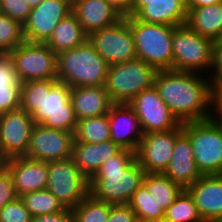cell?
<instances>
[{"label": "cell", "mask_w": 222, "mask_h": 222, "mask_svg": "<svg viewBox=\"0 0 222 222\" xmlns=\"http://www.w3.org/2000/svg\"><path fill=\"white\" fill-rule=\"evenodd\" d=\"M71 88L57 79L43 80V100L31 115L35 124L65 132H75L77 120L70 99Z\"/></svg>", "instance_id": "cell-7"}, {"label": "cell", "mask_w": 222, "mask_h": 222, "mask_svg": "<svg viewBox=\"0 0 222 222\" xmlns=\"http://www.w3.org/2000/svg\"><path fill=\"white\" fill-rule=\"evenodd\" d=\"M145 174L136 161L135 152L121 149L105 161L89 180V194L113 205L128 204L143 184Z\"/></svg>", "instance_id": "cell-2"}, {"label": "cell", "mask_w": 222, "mask_h": 222, "mask_svg": "<svg viewBox=\"0 0 222 222\" xmlns=\"http://www.w3.org/2000/svg\"><path fill=\"white\" fill-rule=\"evenodd\" d=\"M72 13L87 35L111 26L123 17L107 0H74Z\"/></svg>", "instance_id": "cell-22"}, {"label": "cell", "mask_w": 222, "mask_h": 222, "mask_svg": "<svg viewBox=\"0 0 222 222\" xmlns=\"http://www.w3.org/2000/svg\"><path fill=\"white\" fill-rule=\"evenodd\" d=\"M136 214L128 204L112 205L107 222H133Z\"/></svg>", "instance_id": "cell-39"}, {"label": "cell", "mask_w": 222, "mask_h": 222, "mask_svg": "<svg viewBox=\"0 0 222 222\" xmlns=\"http://www.w3.org/2000/svg\"><path fill=\"white\" fill-rule=\"evenodd\" d=\"M112 205L89 194L71 211L75 222H107Z\"/></svg>", "instance_id": "cell-32"}, {"label": "cell", "mask_w": 222, "mask_h": 222, "mask_svg": "<svg viewBox=\"0 0 222 222\" xmlns=\"http://www.w3.org/2000/svg\"><path fill=\"white\" fill-rule=\"evenodd\" d=\"M109 140L108 114L77 121L74 142L103 143Z\"/></svg>", "instance_id": "cell-29"}, {"label": "cell", "mask_w": 222, "mask_h": 222, "mask_svg": "<svg viewBox=\"0 0 222 222\" xmlns=\"http://www.w3.org/2000/svg\"><path fill=\"white\" fill-rule=\"evenodd\" d=\"M21 82L8 54H0V114L20 108Z\"/></svg>", "instance_id": "cell-27"}, {"label": "cell", "mask_w": 222, "mask_h": 222, "mask_svg": "<svg viewBox=\"0 0 222 222\" xmlns=\"http://www.w3.org/2000/svg\"><path fill=\"white\" fill-rule=\"evenodd\" d=\"M137 58L157 71L173 70L172 38L177 26L146 23L128 16Z\"/></svg>", "instance_id": "cell-4"}, {"label": "cell", "mask_w": 222, "mask_h": 222, "mask_svg": "<svg viewBox=\"0 0 222 222\" xmlns=\"http://www.w3.org/2000/svg\"><path fill=\"white\" fill-rule=\"evenodd\" d=\"M142 185L164 212L184 190L180 184L173 182L164 173H146Z\"/></svg>", "instance_id": "cell-28"}, {"label": "cell", "mask_w": 222, "mask_h": 222, "mask_svg": "<svg viewBox=\"0 0 222 222\" xmlns=\"http://www.w3.org/2000/svg\"><path fill=\"white\" fill-rule=\"evenodd\" d=\"M17 198L15 193L12 176L8 168L0 165V209L6 204Z\"/></svg>", "instance_id": "cell-38"}, {"label": "cell", "mask_w": 222, "mask_h": 222, "mask_svg": "<svg viewBox=\"0 0 222 222\" xmlns=\"http://www.w3.org/2000/svg\"><path fill=\"white\" fill-rule=\"evenodd\" d=\"M154 86L181 124L213 117L207 112L209 105L214 106L212 82L198 77L197 72L157 71Z\"/></svg>", "instance_id": "cell-1"}, {"label": "cell", "mask_w": 222, "mask_h": 222, "mask_svg": "<svg viewBox=\"0 0 222 222\" xmlns=\"http://www.w3.org/2000/svg\"><path fill=\"white\" fill-rule=\"evenodd\" d=\"M214 41L191 30L186 24L173 31V70L194 72L213 67Z\"/></svg>", "instance_id": "cell-8"}, {"label": "cell", "mask_w": 222, "mask_h": 222, "mask_svg": "<svg viewBox=\"0 0 222 222\" xmlns=\"http://www.w3.org/2000/svg\"><path fill=\"white\" fill-rule=\"evenodd\" d=\"M70 99L77 121L108 114L113 104L104 86L72 87Z\"/></svg>", "instance_id": "cell-24"}, {"label": "cell", "mask_w": 222, "mask_h": 222, "mask_svg": "<svg viewBox=\"0 0 222 222\" xmlns=\"http://www.w3.org/2000/svg\"><path fill=\"white\" fill-rule=\"evenodd\" d=\"M164 174L184 189L202 176L194 160L191 140L183 131L182 124L176 128L175 146Z\"/></svg>", "instance_id": "cell-20"}, {"label": "cell", "mask_w": 222, "mask_h": 222, "mask_svg": "<svg viewBox=\"0 0 222 222\" xmlns=\"http://www.w3.org/2000/svg\"><path fill=\"white\" fill-rule=\"evenodd\" d=\"M214 109L217 116L222 115V83H217L214 87Z\"/></svg>", "instance_id": "cell-43"}, {"label": "cell", "mask_w": 222, "mask_h": 222, "mask_svg": "<svg viewBox=\"0 0 222 222\" xmlns=\"http://www.w3.org/2000/svg\"><path fill=\"white\" fill-rule=\"evenodd\" d=\"M8 55L21 83L57 79V55L45 43L25 41Z\"/></svg>", "instance_id": "cell-10"}, {"label": "cell", "mask_w": 222, "mask_h": 222, "mask_svg": "<svg viewBox=\"0 0 222 222\" xmlns=\"http://www.w3.org/2000/svg\"><path fill=\"white\" fill-rule=\"evenodd\" d=\"M31 8L38 6L43 0H26Z\"/></svg>", "instance_id": "cell-45"}, {"label": "cell", "mask_w": 222, "mask_h": 222, "mask_svg": "<svg viewBox=\"0 0 222 222\" xmlns=\"http://www.w3.org/2000/svg\"><path fill=\"white\" fill-rule=\"evenodd\" d=\"M186 0H133L130 15L146 23L181 26L187 19Z\"/></svg>", "instance_id": "cell-18"}, {"label": "cell", "mask_w": 222, "mask_h": 222, "mask_svg": "<svg viewBox=\"0 0 222 222\" xmlns=\"http://www.w3.org/2000/svg\"><path fill=\"white\" fill-rule=\"evenodd\" d=\"M89 180L72 158L48 162L47 190L69 209L75 208L89 195Z\"/></svg>", "instance_id": "cell-9"}, {"label": "cell", "mask_w": 222, "mask_h": 222, "mask_svg": "<svg viewBox=\"0 0 222 222\" xmlns=\"http://www.w3.org/2000/svg\"><path fill=\"white\" fill-rule=\"evenodd\" d=\"M204 222L222 219V174L202 175L186 188Z\"/></svg>", "instance_id": "cell-21"}, {"label": "cell", "mask_w": 222, "mask_h": 222, "mask_svg": "<svg viewBox=\"0 0 222 222\" xmlns=\"http://www.w3.org/2000/svg\"><path fill=\"white\" fill-rule=\"evenodd\" d=\"M157 70L142 61L133 59L109 65L105 90L112 103H129L136 95L154 85Z\"/></svg>", "instance_id": "cell-6"}, {"label": "cell", "mask_w": 222, "mask_h": 222, "mask_svg": "<svg viewBox=\"0 0 222 222\" xmlns=\"http://www.w3.org/2000/svg\"><path fill=\"white\" fill-rule=\"evenodd\" d=\"M57 80L72 87L104 86L107 61L87 40L84 44L57 54Z\"/></svg>", "instance_id": "cell-3"}, {"label": "cell", "mask_w": 222, "mask_h": 222, "mask_svg": "<svg viewBox=\"0 0 222 222\" xmlns=\"http://www.w3.org/2000/svg\"><path fill=\"white\" fill-rule=\"evenodd\" d=\"M74 133L35 124L28 151L25 155L38 161H56L71 158Z\"/></svg>", "instance_id": "cell-15"}, {"label": "cell", "mask_w": 222, "mask_h": 222, "mask_svg": "<svg viewBox=\"0 0 222 222\" xmlns=\"http://www.w3.org/2000/svg\"><path fill=\"white\" fill-rule=\"evenodd\" d=\"M32 222H75L71 209L65 208L61 212L38 215Z\"/></svg>", "instance_id": "cell-40"}, {"label": "cell", "mask_w": 222, "mask_h": 222, "mask_svg": "<svg viewBox=\"0 0 222 222\" xmlns=\"http://www.w3.org/2000/svg\"><path fill=\"white\" fill-rule=\"evenodd\" d=\"M176 129L144 133L135 158L146 173H164L175 146Z\"/></svg>", "instance_id": "cell-16"}, {"label": "cell", "mask_w": 222, "mask_h": 222, "mask_svg": "<svg viewBox=\"0 0 222 222\" xmlns=\"http://www.w3.org/2000/svg\"><path fill=\"white\" fill-rule=\"evenodd\" d=\"M28 209L20 197L15 198L13 201L6 204L0 209V222H32Z\"/></svg>", "instance_id": "cell-36"}, {"label": "cell", "mask_w": 222, "mask_h": 222, "mask_svg": "<svg viewBox=\"0 0 222 222\" xmlns=\"http://www.w3.org/2000/svg\"><path fill=\"white\" fill-rule=\"evenodd\" d=\"M128 205L133 209L136 217L157 222L164 220L165 212L155 204L152 196L143 185L132 195Z\"/></svg>", "instance_id": "cell-33"}, {"label": "cell", "mask_w": 222, "mask_h": 222, "mask_svg": "<svg viewBox=\"0 0 222 222\" xmlns=\"http://www.w3.org/2000/svg\"><path fill=\"white\" fill-rule=\"evenodd\" d=\"M120 150L111 140L103 143L74 142L71 158L81 173L90 180L102 164Z\"/></svg>", "instance_id": "cell-23"}, {"label": "cell", "mask_w": 222, "mask_h": 222, "mask_svg": "<svg viewBox=\"0 0 222 222\" xmlns=\"http://www.w3.org/2000/svg\"><path fill=\"white\" fill-rule=\"evenodd\" d=\"M133 222H157V221L136 217Z\"/></svg>", "instance_id": "cell-46"}, {"label": "cell", "mask_w": 222, "mask_h": 222, "mask_svg": "<svg viewBox=\"0 0 222 222\" xmlns=\"http://www.w3.org/2000/svg\"><path fill=\"white\" fill-rule=\"evenodd\" d=\"M110 140L121 149L136 151L144 135L134 109L127 103H113L108 112Z\"/></svg>", "instance_id": "cell-17"}, {"label": "cell", "mask_w": 222, "mask_h": 222, "mask_svg": "<svg viewBox=\"0 0 222 222\" xmlns=\"http://www.w3.org/2000/svg\"><path fill=\"white\" fill-rule=\"evenodd\" d=\"M88 35L84 32L76 16L71 12L54 28L45 44L56 55L84 44Z\"/></svg>", "instance_id": "cell-26"}, {"label": "cell", "mask_w": 222, "mask_h": 222, "mask_svg": "<svg viewBox=\"0 0 222 222\" xmlns=\"http://www.w3.org/2000/svg\"><path fill=\"white\" fill-rule=\"evenodd\" d=\"M222 0H186L187 10L194 7H203L208 5H215L221 3Z\"/></svg>", "instance_id": "cell-44"}, {"label": "cell", "mask_w": 222, "mask_h": 222, "mask_svg": "<svg viewBox=\"0 0 222 222\" xmlns=\"http://www.w3.org/2000/svg\"><path fill=\"white\" fill-rule=\"evenodd\" d=\"M5 158L3 157L2 153H1V149H0V165H2L5 162Z\"/></svg>", "instance_id": "cell-47"}, {"label": "cell", "mask_w": 222, "mask_h": 222, "mask_svg": "<svg viewBox=\"0 0 222 222\" xmlns=\"http://www.w3.org/2000/svg\"><path fill=\"white\" fill-rule=\"evenodd\" d=\"M163 222H204L198 212L194 199L184 189L165 211Z\"/></svg>", "instance_id": "cell-31"}, {"label": "cell", "mask_w": 222, "mask_h": 222, "mask_svg": "<svg viewBox=\"0 0 222 222\" xmlns=\"http://www.w3.org/2000/svg\"><path fill=\"white\" fill-rule=\"evenodd\" d=\"M3 164L12 176L17 197L47 188L48 162L20 156L6 159Z\"/></svg>", "instance_id": "cell-19"}, {"label": "cell", "mask_w": 222, "mask_h": 222, "mask_svg": "<svg viewBox=\"0 0 222 222\" xmlns=\"http://www.w3.org/2000/svg\"><path fill=\"white\" fill-rule=\"evenodd\" d=\"M191 30L216 42L222 40V2L188 10L185 23Z\"/></svg>", "instance_id": "cell-25"}, {"label": "cell", "mask_w": 222, "mask_h": 222, "mask_svg": "<svg viewBox=\"0 0 222 222\" xmlns=\"http://www.w3.org/2000/svg\"><path fill=\"white\" fill-rule=\"evenodd\" d=\"M123 17L130 16L133 0H107Z\"/></svg>", "instance_id": "cell-42"}, {"label": "cell", "mask_w": 222, "mask_h": 222, "mask_svg": "<svg viewBox=\"0 0 222 222\" xmlns=\"http://www.w3.org/2000/svg\"><path fill=\"white\" fill-rule=\"evenodd\" d=\"M88 41L109 65L125 63L137 58L128 16L122 17L111 26L89 34Z\"/></svg>", "instance_id": "cell-11"}, {"label": "cell", "mask_w": 222, "mask_h": 222, "mask_svg": "<svg viewBox=\"0 0 222 222\" xmlns=\"http://www.w3.org/2000/svg\"><path fill=\"white\" fill-rule=\"evenodd\" d=\"M128 104L137 114L143 133L167 131L181 125L154 85L136 95Z\"/></svg>", "instance_id": "cell-12"}, {"label": "cell", "mask_w": 222, "mask_h": 222, "mask_svg": "<svg viewBox=\"0 0 222 222\" xmlns=\"http://www.w3.org/2000/svg\"><path fill=\"white\" fill-rule=\"evenodd\" d=\"M216 117L182 123L183 131L191 140L196 166L202 175L222 174V121Z\"/></svg>", "instance_id": "cell-5"}, {"label": "cell", "mask_w": 222, "mask_h": 222, "mask_svg": "<svg viewBox=\"0 0 222 222\" xmlns=\"http://www.w3.org/2000/svg\"><path fill=\"white\" fill-rule=\"evenodd\" d=\"M213 68L216 73L212 78L214 87L217 83H222V40L214 43Z\"/></svg>", "instance_id": "cell-41"}, {"label": "cell", "mask_w": 222, "mask_h": 222, "mask_svg": "<svg viewBox=\"0 0 222 222\" xmlns=\"http://www.w3.org/2000/svg\"><path fill=\"white\" fill-rule=\"evenodd\" d=\"M25 207L34 218L38 215L61 212L65 207L47 189L29 192L20 196Z\"/></svg>", "instance_id": "cell-30"}, {"label": "cell", "mask_w": 222, "mask_h": 222, "mask_svg": "<svg viewBox=\"0 0 222 222\" xmlns=\"http://www.w3.org/2000/svg\"><path fill=\"white\" fill-rule=\"evenodd\" d=\"M43 80L21 83L20 108L32 115L42 104Z\"/></svg>", "instance_id": "cell-35"}, {"label": "cell", "mask_w": 222, "mask_h": 222, "mask_svg": "<svg viewBox=\"0 0 222 222\" xmlns=\"http://www.w3.org/2000/svg\"><path fill=\"white\" fill-rule=\"evenodd\" d=\"M23 25L0 12V54H8L25 42Z\"/></svg>", "instance_id": "cell-34"}, {"label": "cell", "mask_w": 222, "mask_h": 222, "mask_svg": "<svg viewBox=\"0 0 222 222\" xmlns=\"http://www.w3.org/2000/svg\"><path fill=\"white\" fill-rule=\"evenodd\" d=\"M34 126L32 116L21 108L0 114V149L5 159L26 155Z\"/></svg>", "instance_id": "cell-13"}, {"label": "cell", "mask_w": 222, "mask_h": 222, "mask_svg": "<svg viewBox=\"0 0 222 222\" xmlns=\"http://www.w3.org/2000/svg\"><path fill=\"white\" fill-rule=\"evenodd\" d=\"M31 10L26 0H0V12L22 25L27 21Z\"/></svg>", "instance_id": "cell-37"}, {"label": "cell", "mask_w": 222, "mask_h": 222, "mask_svg": "<svg viewBox=\"0 0 222 222\" xmlns=\"http://www.w3.org/2000/svg\"><path fill=\"white\" fill-rule=\"evenodd\" d=\"M72 12L69 0H43L32 8L23 24L24 37L30 43H45L57 24Z\"/></svg>", "instance_id": "cell-14"}]
</instances>
